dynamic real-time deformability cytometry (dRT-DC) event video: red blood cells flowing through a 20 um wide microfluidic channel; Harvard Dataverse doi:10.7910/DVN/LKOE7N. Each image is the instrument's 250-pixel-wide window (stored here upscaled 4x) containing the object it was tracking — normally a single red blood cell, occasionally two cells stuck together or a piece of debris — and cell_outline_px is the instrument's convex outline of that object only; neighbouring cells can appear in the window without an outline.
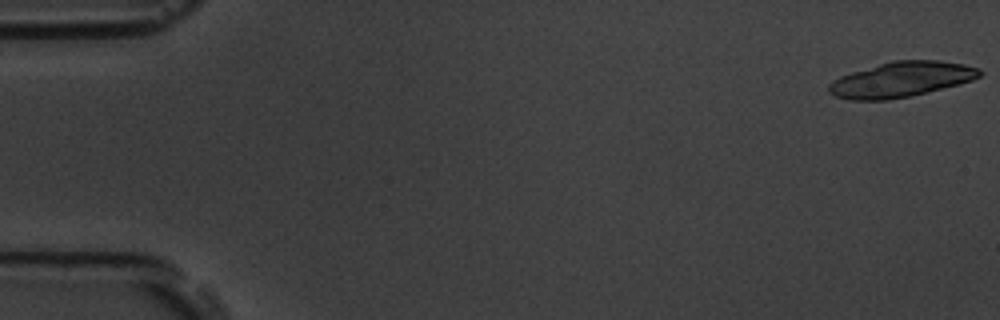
{"species": "common noctule bat (a hibernating species)", "species_latin": "Nyctalus noctula", "temperature_condition": "room temperature", "stored_images_in_passage": 20, "camera_frame_rate_fps": 3000, "um_per_image_px": 0.085, "animal": {"sex": "male", "body_mass_g": 19.5, "forearm_length_mm": 54.6}, "frame": {"image": 1, "passage_image": 1, "time_ms": 0.0, "image_size_px": [1000, 320], "cell_outline_px": [[984, 72], [980, 76], [972, 80], [960, 84], [908, 96], [888, 100], [848, 100], [836, 96], [828, 92], [828, 84], [832, 80], [840, 76], [852, 72], [892, 60], [936, 60], [964, 64], [980, 68]], "centroid_in_image_um": [76.6, 6.75], "position_along_channel_um": 8.4, "area_um2": 30.92}}